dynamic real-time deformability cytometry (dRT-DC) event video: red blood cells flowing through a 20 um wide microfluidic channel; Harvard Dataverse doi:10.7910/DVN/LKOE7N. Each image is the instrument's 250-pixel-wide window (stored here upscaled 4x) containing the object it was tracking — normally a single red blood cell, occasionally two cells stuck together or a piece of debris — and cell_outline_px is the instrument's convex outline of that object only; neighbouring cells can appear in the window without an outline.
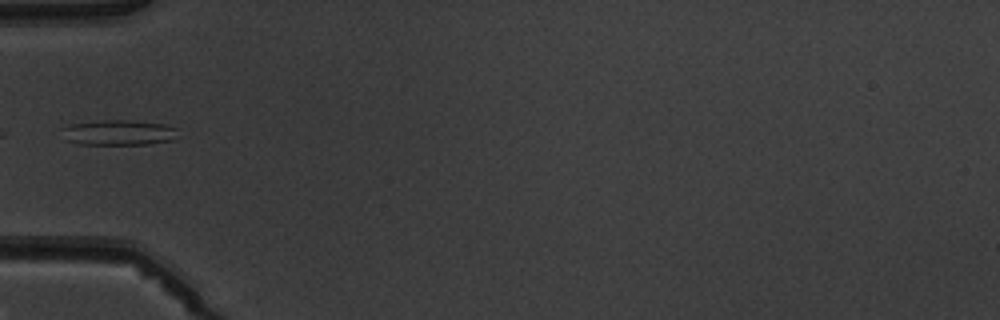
{"species": "common noctule bat (a hibernating species)", "species_latin": "Nyctalus noctula", "temperature_condition": "warm", "stored_images_in_passage": 4, "camera_frame_rate_fps": 3000, "um_per_image_px": 0.085, "animal": {"sex": "male", "body_mass_g": 19.5, "forearm_length_mm": 54.6}, "frame": {"image": 1, "passage_image": 3, "time_ms": 3.333, "image_size_px": [1000, 320], "cell_outline_px": [[180, 128], [172, 140], [148, 144], [80, 144], [64, 140], [60, 128], [68, 124], [104, 120], [132, 120], [164, 124]], "centroid_in_image_um": [10.05, 11.26], "position_along_channel_um": 75.0, "area_um2": 17.34}}